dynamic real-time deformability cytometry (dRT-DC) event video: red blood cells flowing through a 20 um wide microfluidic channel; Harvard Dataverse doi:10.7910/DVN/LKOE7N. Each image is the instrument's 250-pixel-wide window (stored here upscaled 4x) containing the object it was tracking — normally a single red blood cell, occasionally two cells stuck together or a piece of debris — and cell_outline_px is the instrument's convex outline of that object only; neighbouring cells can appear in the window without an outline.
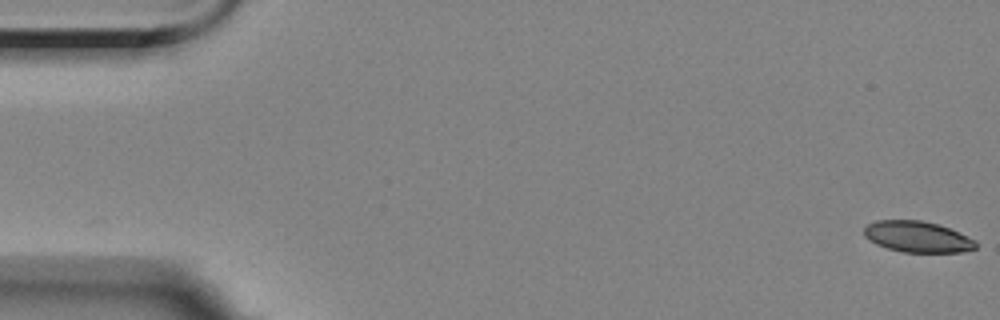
{"species": "Egyptian fruit bat (a non-hibernating species)", "species_latin": "Rousettus aegyptiacus", "temperature_condition": "room temperature", "stored_images_in_passage": 2, "camera_frame_rate_fps": 3000, "um_per_image_px": 0.085, "animal": {"sex": "female"}, "frame": {"image": 1, "passage_image": 2, "time_ms": 1.0, "image_size_px": [1000, 320], "cell_outline_px": [[976, 248], [960, 252], [904, 252], [888, 248], [876, 244], [868, 240], [864, 236], [864, 228], [868, 224], [876, 220], [920, 220], [940, 224], [960, 232], [976, 240]], "centroid_in_image_um": [77.99, 20.11], "position_along_channel_um": 7.0, "area_um2": 20.35}}